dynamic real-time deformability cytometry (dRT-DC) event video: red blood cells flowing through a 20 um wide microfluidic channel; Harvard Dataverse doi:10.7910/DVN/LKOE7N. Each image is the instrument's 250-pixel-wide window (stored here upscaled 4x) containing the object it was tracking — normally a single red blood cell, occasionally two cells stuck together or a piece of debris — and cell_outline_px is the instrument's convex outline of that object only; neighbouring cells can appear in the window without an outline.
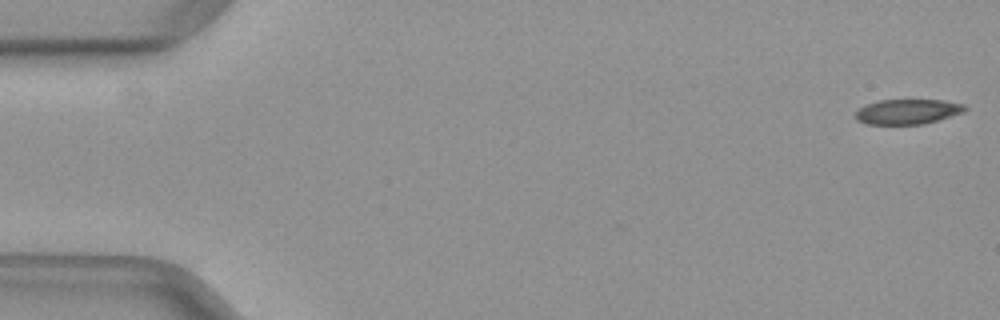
{"species": "common noctule bat (a hibernating species)", "species_latin": "Nyctalus noctula", "temperature_condition": "warm", "stored_images_in_passage": 8, "camera_frame_rate_fps": 3000, "um_per_image_px": 0.085, "animal": {"sex": "female", "body_mass_g": 29.2, "forearm_length_mm": 56.3}, "frame": {"image": 1, "passage_image": 1, "time_ms": 0.0, "image_size_px": [1000, 320], "cell_outline_px": [[968, 108], [964, 112], [924, 124], [868, 124], [856, 120], [856, 112], [860, 108], [868, 104], [880, 100], [944, 100], [964, 104]], "centroid_in_image_um": [77.18, 9.49], "position_along_channel_um": 7.8, "area_um2": 15.84}}